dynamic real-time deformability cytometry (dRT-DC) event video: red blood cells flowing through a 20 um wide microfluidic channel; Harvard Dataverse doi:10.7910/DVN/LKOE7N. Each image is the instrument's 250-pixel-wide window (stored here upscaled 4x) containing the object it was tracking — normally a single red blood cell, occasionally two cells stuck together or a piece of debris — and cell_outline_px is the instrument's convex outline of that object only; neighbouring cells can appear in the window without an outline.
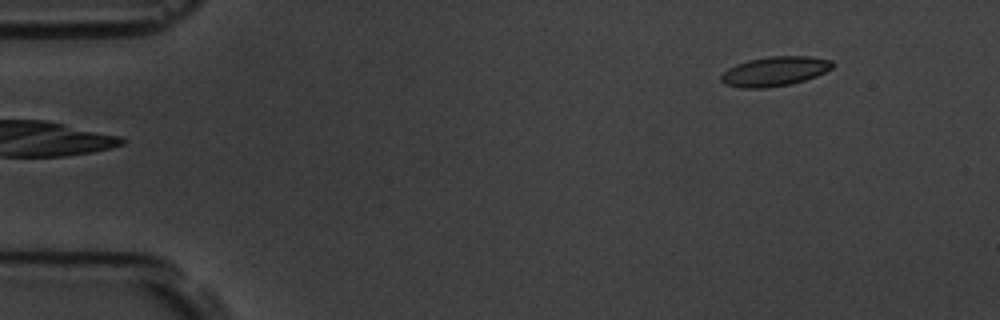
{"species": "common noctule bat (a hibernating species)", "species_latin": "Nyctalus noctula", "temperature_condition": "room temperature", "stored_images_in_passage": 2, "camera_frame_rate_fps": 3000, "um_per_image_px": 0.085, "animal": {"sex": "male", "body_mass_g": 19.5, "forearm_length_mm": 54.6}, "frame": {"image": 1, "passage_image": 2, "time_ms": 2.0, "image_size_px": [1000, 320], "cell_outline_px": [[832, 68], [816, 76], [792, 84], [764, 88], [740, 88], [724, 84], [720, 80], [720, 76], [728, 68], [736, 64], [748, 60], [768, 56], [808, 56], [832, 60]], "centroid_in_image_um": [65.82, 6.06], "position_along_channel_um": 19.2, "area_um2": 19.19}}